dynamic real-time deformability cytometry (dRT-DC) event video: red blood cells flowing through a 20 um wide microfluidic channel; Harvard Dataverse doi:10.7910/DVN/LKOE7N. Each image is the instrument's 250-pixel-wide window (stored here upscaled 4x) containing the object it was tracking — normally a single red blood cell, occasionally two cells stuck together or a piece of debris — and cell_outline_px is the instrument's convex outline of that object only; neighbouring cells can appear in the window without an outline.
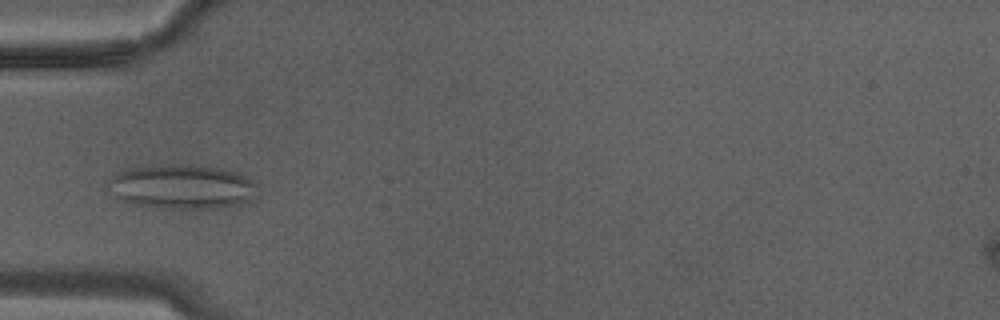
{"species": "Egyptian fruit bat (a non-hibernating species)", "species_latin": "Rousettus aegyptiacus", "temperature_condition": "warm", "stored_images_in_passage": 29, "camera_frame_rate_fps": 3000, "um_per_image_px": 0.085, "animal": {"sex": "male"}, "frame": {"image": 1, "passage_image": 9, "time_ms": 2.667, "image_size_px": [1000, 320], "cell_outline_px": [[260, 184], [256, 200], [224, 208], [152, 208], [132, 204], [120, 200], [116, 196], [108, 184], [112, 176], [116, 172], [148, 164], [192, 164], [220, 168], [240, 172], [256, 180]], "centroid_in_image_um": [15.59, 15.86], "position_along_channel_um": 69.4, "area_um2": 39.94}}